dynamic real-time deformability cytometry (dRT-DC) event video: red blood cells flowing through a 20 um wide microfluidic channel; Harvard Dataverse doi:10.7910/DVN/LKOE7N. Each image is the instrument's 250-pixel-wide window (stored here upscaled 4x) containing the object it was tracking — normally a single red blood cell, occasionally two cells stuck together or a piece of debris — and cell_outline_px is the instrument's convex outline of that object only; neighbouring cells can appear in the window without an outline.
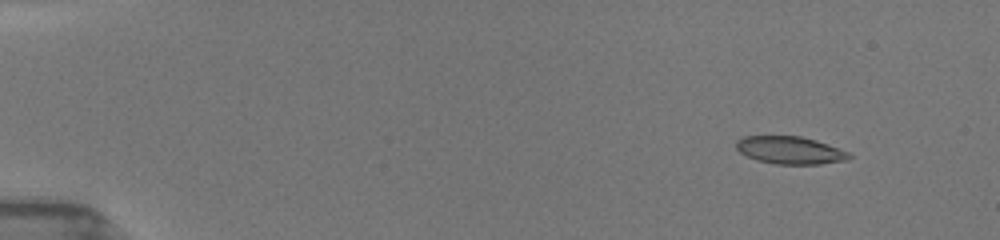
{"species": "common noctule bat (a hibernating species)", "species_latin": "Nyctalus noctula", "temperature_condition": "room temperature", "stored_images_in_passage": 45, "camera_frame_rate_fps": 3000, "um_per_image_px": 0.085, "animal": {"sex": "female", "body_mass_g": 19.5, "forearm_length_mm": 54.1}, "frame": {"image": 1, "passage_image": 1, "time_ms": 0.0, "image_size_px": [1000, 240], "cell_outline_px": [[852, 156], [848, 160], [820, 164], [776, 164], [756, 160], [740, 152], [736, 148], [736, 140], [744, 136], [800, 136], [816, 140], [848, 152]], "centroid_in_image_um": [67.14, 12.77], "position_along_channel_um": 17.9, "area_um2": 18.09}}
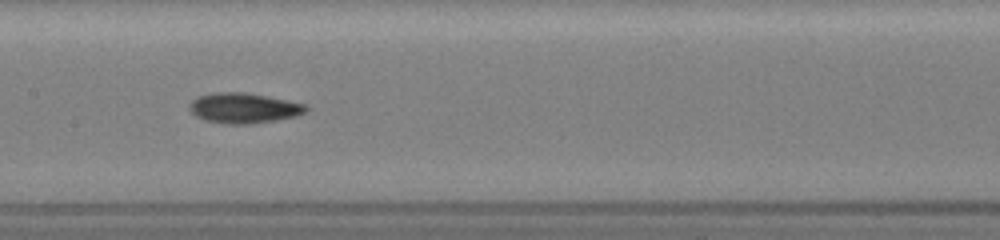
{"frame": {"image": 2, "passage_image": 21, "time_ms": 7.333, "image_size_px": [1000, 240], "cell_outline_px": [[308, 108], [304, 112], [296, 116], [276, 120], [248, 124], [228, 124], [204, 120], [196, 116], [188, 108], [188, 104], [196, 96], [216, 92], [244, 92], [288, 100], [304, 104]], "centroid_in_image_um": [20.67, 9.18], "position_along_channel_um": 186.7, "area_um2": 20.52}}
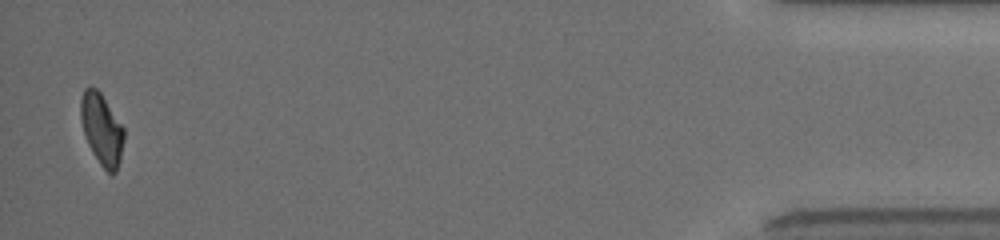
{"frame": {"image": 3, "passage_image": 44, "time_ms": 15.333, "image_size_px": [1000, 240], "cell_outline_px": [[124, 140], [120, 160], [116, 172], [112, 176], [100, 164], [92, 152], [88, 144], [80, 120], [80, 100], [84, 88], [96, 88], [100, 92], [124, 128]], "centroid_in_image_um": [8.64, 11.0], "position_along_channel_um": 426.6, "area_um2": 17.92}, "authors_computed_cell_mechanics": {"area_um2": 19.0162, "velocity_mm_per_s": 3.9753, "shape_relaxation_time_tau1_ms": 3.2283, "shape_relaxation_time_tau2_ms": 6.5387, "deformation_change_tau1": 0.1297, "deformation_change_tau2": 0.1251}}